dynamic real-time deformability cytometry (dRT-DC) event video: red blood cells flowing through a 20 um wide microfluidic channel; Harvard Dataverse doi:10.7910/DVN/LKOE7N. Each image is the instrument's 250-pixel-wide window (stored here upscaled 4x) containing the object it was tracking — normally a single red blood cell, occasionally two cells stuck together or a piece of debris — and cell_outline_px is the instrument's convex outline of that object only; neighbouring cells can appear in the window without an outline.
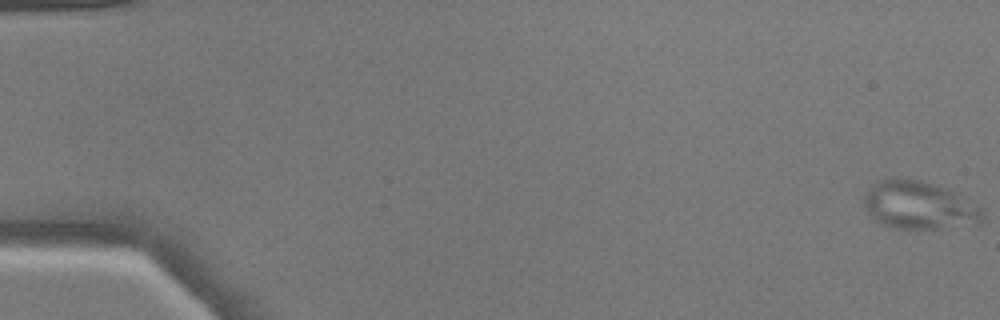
{"species": "common noctule bat (a hibernating species)", "species_latin": "Nyctalus noctula", "temperature_condition": "warm", "stored_images_in_passage": 51, "camera_frame_rate_fps": 3000, "um_per_image_px": 0.085, "animal": {"sex": "male", "body_mass_g": 17.9}, "frame": {"image": 1, "passage_image": 1, "time_ms": 0.0, "image_size_px": [1000, 320], "cell_outline_px": [[984, 220], [980, 224], [936, 228], [896, 228], [884, 224], [876, 220], [864, 208], [864, 192], [876, 180], [908, 176], [936, 184], [956, 192], [984, 208]], "centroid_in_image_um": [78.15, 17.41], "position_along_channel_um": 6.9, "area_um2": 33.81}}
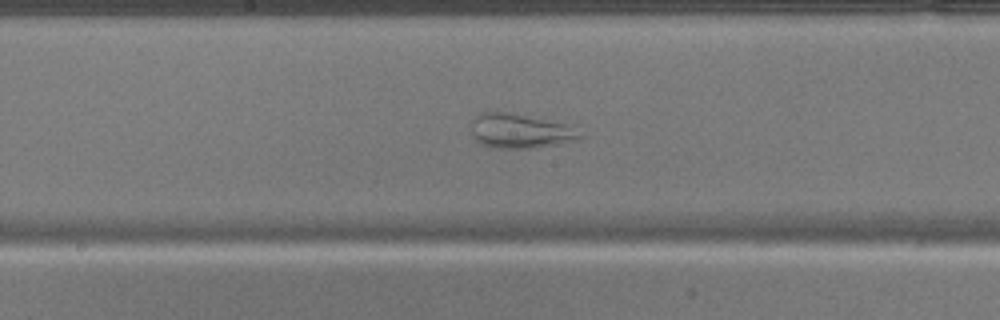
{"frame": {"image": 2, "passage_image": 28, "time_ms": 9.0, "image_size_px": [1000, 320], "cell_outline_px": [[584, 136], [576, 140], [560, 144], [532, 148], [492, 148], [480, 144], [472, 136], [472, 120], [480, 112], [508, 112], [568, 124]], "centroid_in_image_um": [44.19, 11.14], "position_along_channel_um": 204.0, "area_um2": 21.91}}
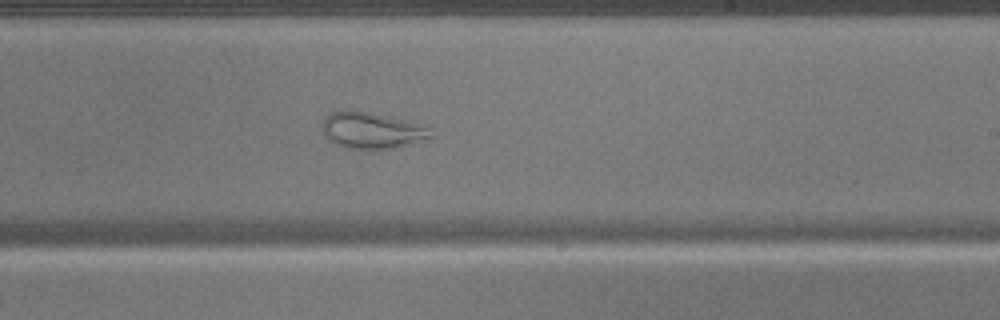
{"frame": {"image": 3, "passage_image": 32, "time_ms": 10.333, "image_size_px": [1000, 320], "cell_outline_px": [[432, 136], [392, 148], [368, 152], [344, 148], [332, 144], [324, 136], [320, 128], [320, 124], [324, 116], [332, 112], [348, 108], [392, 116], [416, 124], [424, 128]], "centroid_in_image_um": [31.38, 11.09], "position_along_channel_um": 257.6, "area_um2": 23.52}}